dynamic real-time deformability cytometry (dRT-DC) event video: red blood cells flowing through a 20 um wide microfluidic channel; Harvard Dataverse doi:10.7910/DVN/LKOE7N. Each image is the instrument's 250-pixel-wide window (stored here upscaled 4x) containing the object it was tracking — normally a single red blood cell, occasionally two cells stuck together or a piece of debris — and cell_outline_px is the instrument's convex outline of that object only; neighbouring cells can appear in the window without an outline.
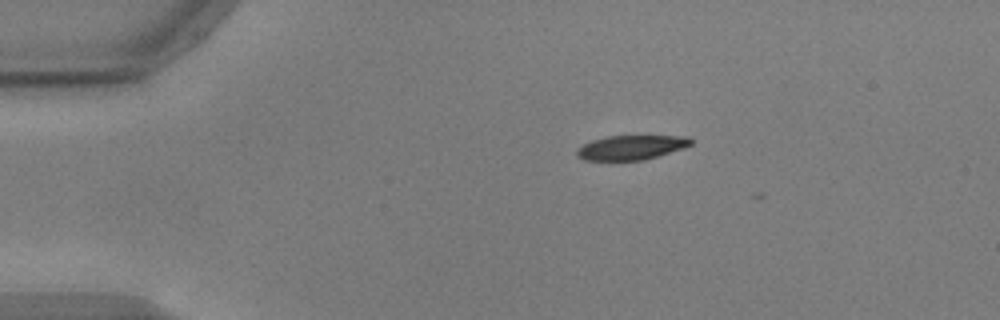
{"species": "common noctule bat (a hibernating species)", "species_latin": "Nyctalus noctula", "temperature_condition": "warm", "stored_images_in_passage": 8, "camera_frame_rate_fps": 3000, "um_per_image_px": 0.085, "animal": {"sex": "male", "body_mass_g": 17.9, "forearm_length_mm": 54.2}, "frame": {"image": 1, "passage_image": 1, "time_ms": 0.0, "image_size_px": [1000, 320], "cell_outline_px": [[692, 144], [684, 148], [644, 160], [584, 160], [576, 156], [576, 148], [592, 140], [608, 136], [688, 136], [692, 140]], "centroid_in_image_um": [53.64, 12.53], "position_along_channel_um": 31.4, "area_um2": 16.24}}